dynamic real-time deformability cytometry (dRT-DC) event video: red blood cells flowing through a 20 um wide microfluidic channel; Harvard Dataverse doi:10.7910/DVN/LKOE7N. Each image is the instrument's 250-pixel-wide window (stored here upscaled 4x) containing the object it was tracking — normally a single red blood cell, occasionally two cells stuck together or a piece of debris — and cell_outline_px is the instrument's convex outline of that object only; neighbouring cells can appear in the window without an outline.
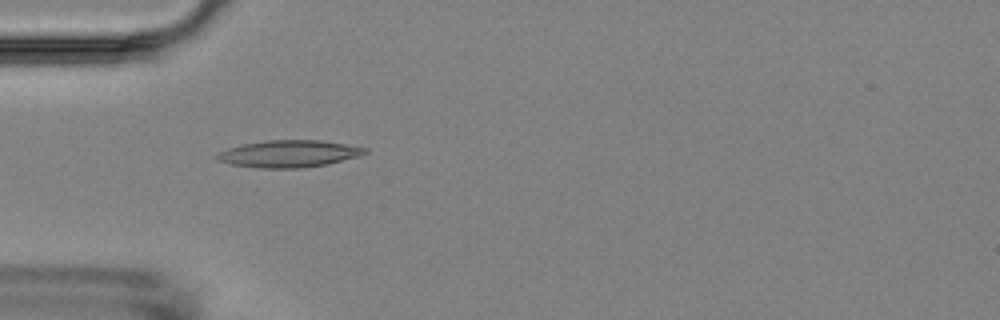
{"species": "Egyptian fruit bat (a non-hibernating species)", "species_latin": "Rousettus aegyptiacus", "temperature_condition": "room temperature", "stored_images_in_passage": 7, "camera_frame_rate_fps": 3000, "um_per_image_px": 0.085, "animal": {"sex": "female"}, "frame": {"image": 1, "passage_image": 4, "time_ms": 4.333, "image_size_px": [1000, 320], "cell_outline_px": [[368, 152], [360, 156], [328, 164], [304, 168], [256, 168], [232, 164], [216, 160], [216, 156], [220, 152], [228, 148], [244, 144], [264, 140], [320, 140], [368, 148]], "centroid_in_image_um": [24.58, 13.07], "position_along_channel_um": 60.4, "area_um2": 23.35}}
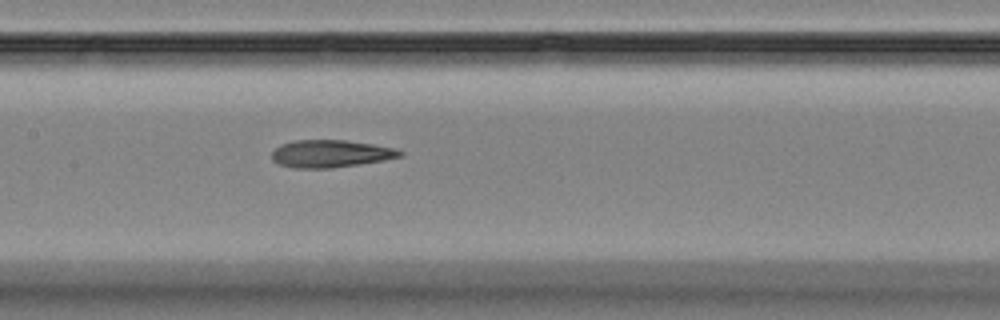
{"frame": {"image": 2, "passage_image": 7, "time_ms": 7.667, "image_size_px": [1000, 320], "cell_outline_px": [[404, 156], [384, 160], [328, 168], [292, 168], [280, 164], [272, 160], [272, 152], [280, 144], [292, 140], [344, 140], [372, 144], [396, 148], [404, 152]], "centroid_in_image_um": [28.1, 13.05], "position_along_channel_um": 179.3, "area_um2": 20.46}}